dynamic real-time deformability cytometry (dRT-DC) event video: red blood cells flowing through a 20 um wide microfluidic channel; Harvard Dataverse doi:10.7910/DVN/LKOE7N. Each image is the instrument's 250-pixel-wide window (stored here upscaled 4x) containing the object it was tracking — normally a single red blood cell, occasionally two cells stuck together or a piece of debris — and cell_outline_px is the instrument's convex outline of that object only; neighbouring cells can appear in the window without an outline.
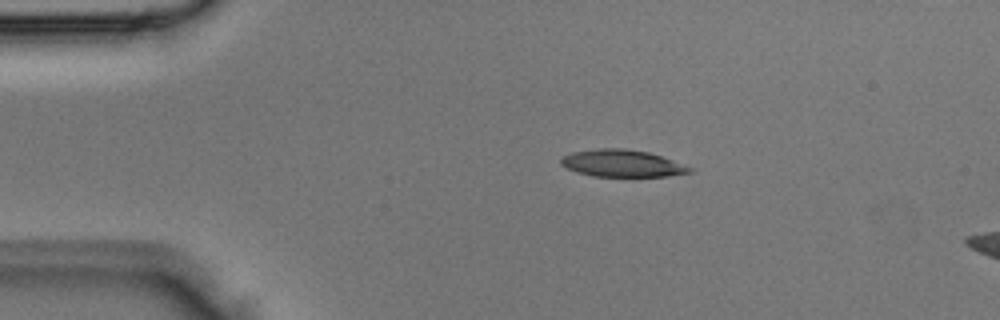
{"species": "Egyptian fruit bat (a non-hibernating species)", "species_latin": "Rousettus aegyptiacus", "temperature_condition": "room temperature", "stored_images_in_passage": 2, "segment_of_instrument_passage": [2, 2], "camera_frame_rate_fps": 3000, "um_per_image_px": 0.085, "animal": {"sex": "male"}, "frame": {"image": 1, "passage_image": 2, "time_ms": 0.333, "image_size_px": [1000, 320], "cell_outline_px": [[692, 172], [668, 176], [592, 176], [576, 172], [560, 164], [560, 160], [564, 156], [572, 152], [600, 148], [624, 148], [648, 152], [672, 160], [692, 168]], "centroid_in_image_um": [52.85, 13.88], "position_along_channel_um": 32.1, "area_um2": 20.11}}